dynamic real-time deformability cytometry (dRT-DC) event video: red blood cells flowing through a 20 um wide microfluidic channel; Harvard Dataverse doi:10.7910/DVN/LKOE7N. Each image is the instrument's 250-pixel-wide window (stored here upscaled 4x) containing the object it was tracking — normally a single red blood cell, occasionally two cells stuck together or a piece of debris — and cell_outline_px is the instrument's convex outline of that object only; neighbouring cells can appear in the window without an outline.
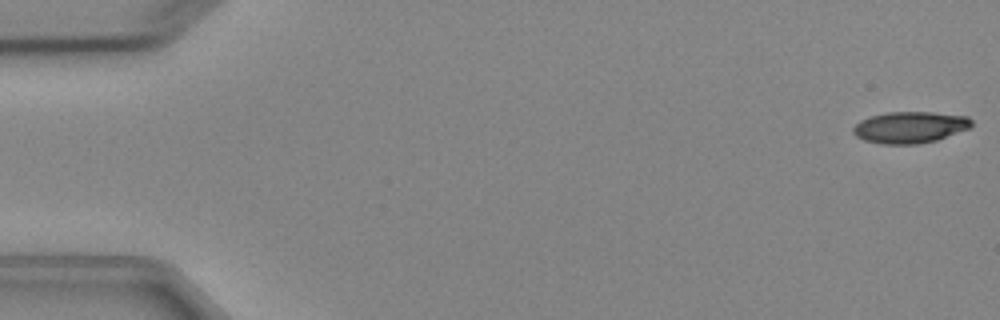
{"species": "Egyptian fruit bat (a non-hibernating species)", "species_latin": "Rousettus aegyptiacus", "temperature_condition": "cold", "stored_images_in_passage": 4, "camera_frame_rate_fps": 3000, "um_per_image_px": 0.085, "animal": {"sex": "female"}, "frame": {"image": 1, "passage_image": 1, "time_ms": 0.0, "image_size_px": [1000, 320], "cell_outline_px": [[972, 124], [968, 128], [936, 140], [920, 144], [880, 144], [864, 140], [856, 136], [852, 132], [852, 128], [860, 120], [872, 116], [888, 112], [932, 112], [968, 116], [972, 120]], "centroid_in_image_um": [77.32, 10.82], "position_along_channel_um": 7.7, "area_um2": 21.68}}
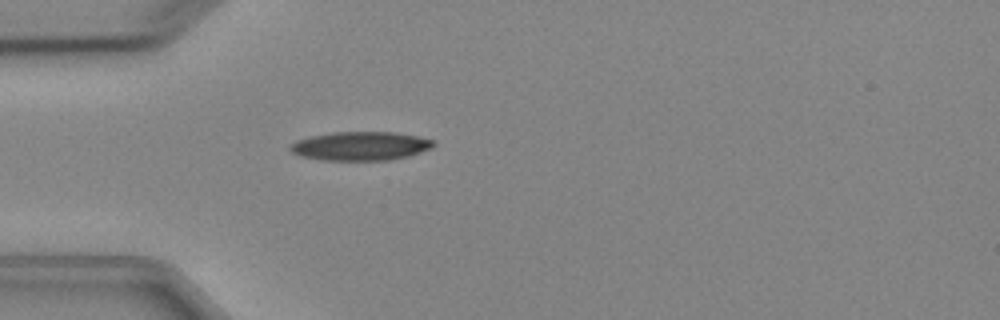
{"frame": {"image": 2, "passage_image": 4, "time_ms": 4.667, "image_size_px": [1000, 320], "cell_outline_px": [[436, 144], [432, 148], [408, 156], [388, 160], [324, 160], [304, 156], [292, 152], [288, 148], [296, 140], [312, 136], [332, 132], [396, 132], [416, 136], [432, 140]], "centroid_in_image_um": [30.66, 12.41], "position_along_channel_um": 54.3, "area_um2": 23.81}}